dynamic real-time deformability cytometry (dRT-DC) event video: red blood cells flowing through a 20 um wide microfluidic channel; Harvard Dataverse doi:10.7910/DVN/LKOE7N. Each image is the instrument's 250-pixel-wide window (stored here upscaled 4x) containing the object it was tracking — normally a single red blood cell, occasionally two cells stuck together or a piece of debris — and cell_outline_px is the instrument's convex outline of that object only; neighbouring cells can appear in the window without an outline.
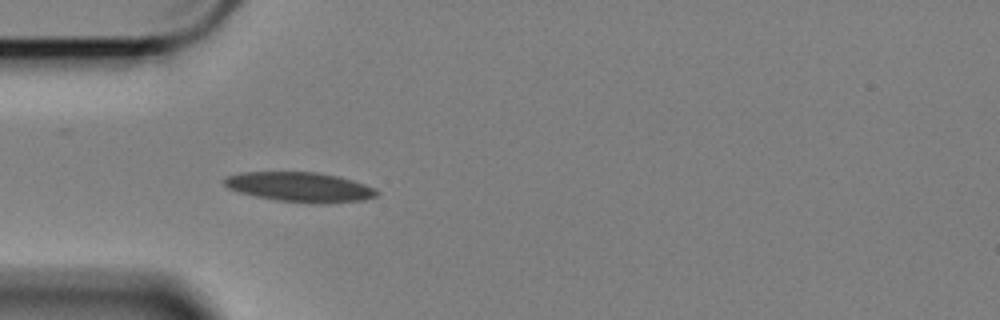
{"species": "Egyptian fruit bat (a non-hibernating species)", "species_latin": "Rousettus aegyptiacus", "temperature_condition": "cold", "stored_images_in_passage": 42, "camera_frame_rate_fps": 3000, "um_per_image_px": 0.085, "animal": {"sex": "female"}, "frame": {"image": 1, "passage_image": 1, "time_ms": 0.0, "image_size_px": [1000, 320], "cell_outline_px": [[380, 192], [376, 196], [364, 200], [320, 204], [316, 204], [276, 200], [256, 196], [240, 192], [228, 188], [220, 180], [224, 176], [240, 172], [316, 172], [340, 176], [376, 188]], "centroid_in_image_um": [25.48, 15.89], "position_along_channel_um": 59.5, "area_um2": 26.7}}
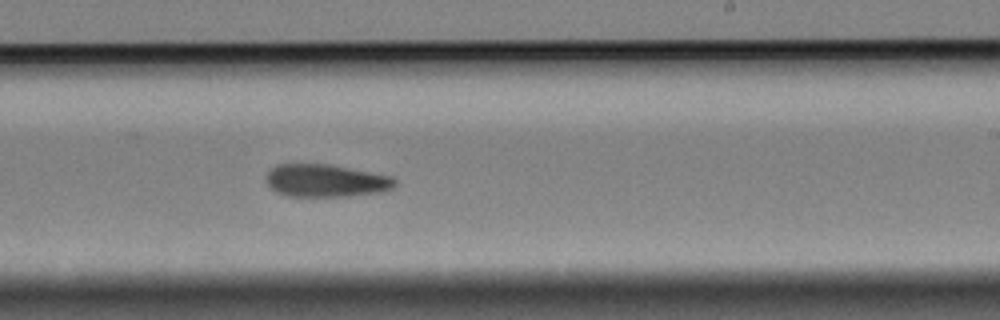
{"frame": {"image": 2, "passage_image": 19, "time_ms": 6.0, "image_size_px": [1000, 320], "cell_outline_px": [[396, 184], [392, 188], [380, 192], [348, 196], [288, 196], [276, 192], [264, 180], [268, 172], [276, 164], [328, 164], [392, 176], [396, 180]], "centroid_in_image_um": [27.68, 15.35], "position_along_channel_um": 261.3, "area_um2": 24.45}}
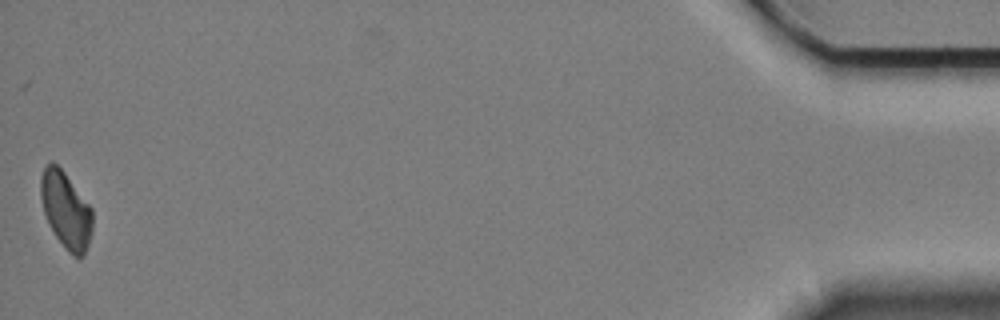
{"frame": {"image": 3, "passage_image": 42, "time_ms": 13.667, "image_size_px": [1000, 320], "cell_outline_px": [[92, 232], [84, 256], [72, 256], [68, 252], [56, 236], [44, 212], [40, 196], [40, 176], [44, 168], [52, 160], [64, 172], [92, 208]], "centroid_in_image_um": [5.6, 17.85], "position_along_channel_um": 429.6, "area_um2": 22.83}}